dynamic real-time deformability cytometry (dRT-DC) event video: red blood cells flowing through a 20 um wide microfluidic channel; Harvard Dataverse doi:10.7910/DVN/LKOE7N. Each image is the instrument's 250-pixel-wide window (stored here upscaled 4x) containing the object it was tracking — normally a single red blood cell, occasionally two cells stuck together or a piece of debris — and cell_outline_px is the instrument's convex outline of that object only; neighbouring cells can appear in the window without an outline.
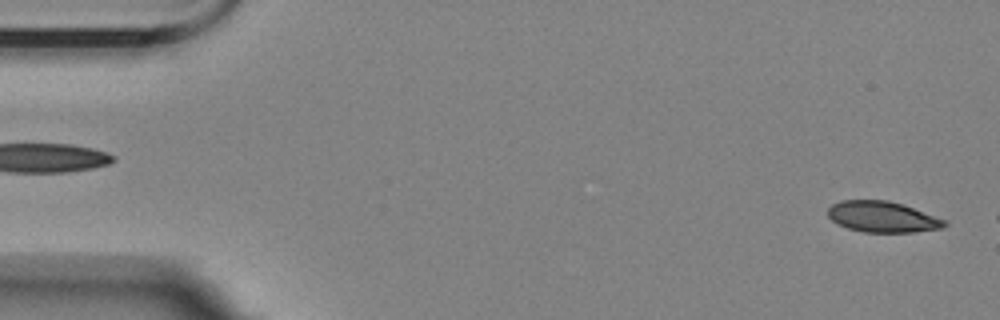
{"species": "Egyptian fruit bat (a non-hibernating species)", "species_latin": "Rousettus aegyptiacus", "temperature_condition": "room temperature", "stored_images_in_passage": 5, "segment_of_instrument_passage": [2, 2], "camera_frame_rate_fps": 3000, "um_per_image_px": 0.085, "animal": {"sex": "female"}, "frame": {"image": 1, "passage_image": 5, "time_ms": 5.333, "image_size_px": [1000, 320], "cell_outline_px": [[948, 224], [944, 228], [912, 232], [864, 232], [848, 228], [836, 224], [828, 216], [828, 208], [832, 204], [840, 200], [888, 200], [904, 204], [948, 220]], "centroid_in_image_um": [75.04, 18.42], "position_along_channel_um": 10.0, "area_um2": 21.33}}